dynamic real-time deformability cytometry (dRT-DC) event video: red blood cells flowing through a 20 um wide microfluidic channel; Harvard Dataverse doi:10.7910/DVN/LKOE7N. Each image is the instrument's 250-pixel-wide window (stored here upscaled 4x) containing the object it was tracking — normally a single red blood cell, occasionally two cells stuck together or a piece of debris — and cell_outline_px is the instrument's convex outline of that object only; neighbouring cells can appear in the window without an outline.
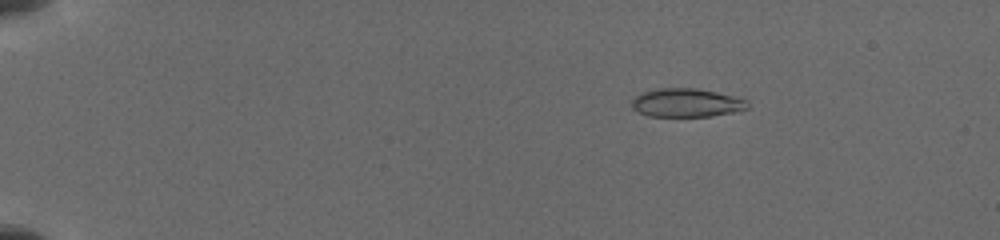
{"species": "common noctule bat (a hibernating species)", "species_latin": "Nyctalus noctula", "temperature_condition": "cold", "stored_images_in_passage": 90, "camera_frame_rate_fps": 3000, "um_per_image_px": 0.085, "animal": {"sex": "female", "body_mass_g": 19.5, "forearm_length_mm": 54.1}, "frame": {"image": 1, "passage_image": 14, "time_ms": 3.0, "image_size_px": [1000, 240], "cell_outline_px": [[748, 108], [732, 112], [708, 116], [648, 116], [632, 108], [632, 100], [636, 96], [644, 92], [656, 88], [696, 88], [716, 92], [744, 100], [748, 104]], "centroid_in_image_um": [58.3, 8.73], "position_along_channel_um": 26.7, "area_um2": 18.84}}
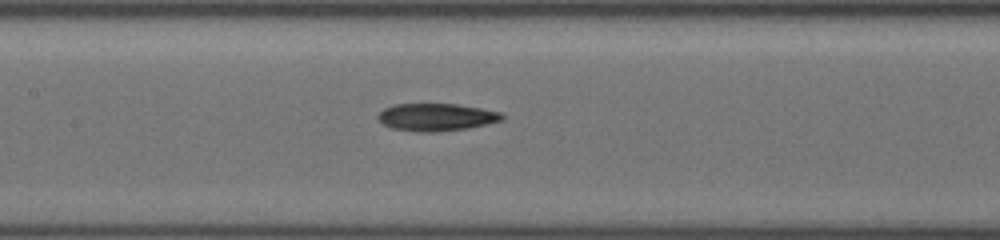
{"frame": {"image": 2, "passage_image": 45, "time_ms": 9.333, "image_size_px": [1000, 240], "cell_outline_px": [[504, 120], [468, 128], [436, 132], [416, 132], [392, 128], [384, 124], [376, 116], [384, 108], [392, 104], [456, 104], [480, 108], [500, 112], [504, 116]], "centroid_in_image_um": [37.08, 9.96], "position_along_channel_um": 170.3, "area_um2": 19.88}}
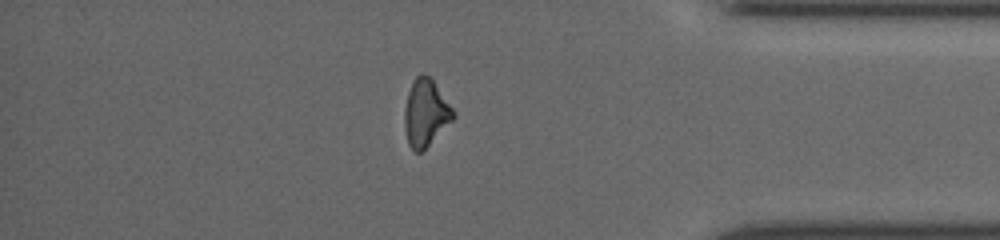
{"frame": {"image": 3, "passage_image": 79, "time_ms": 15.667, "image_size_px": [1000, 240], "cell_outline_px": [[456, 116], [420, 152], [416, 152], [408, 144], [404, 128], [404, 112], [408, 92], [416, 76], [420, 72], [428, 76], [432, 80], [456, 112]], "centroid_in_image_um": [36.17, 9.58], "position_along_channel_um": 399.0, "area_um2": 18.61}}